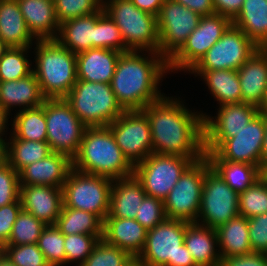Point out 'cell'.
Returning <instances> with one entry per match:
<instances>
[{"label":"cell","instance_id":"1","mask_svg":"<svg viewBox=\"0 0 267 266\" xmlns=\"http://www.w3.org/2000/svg\"><path fill=\"white\" fill-rule=\"evenodd\" d=\"M179 96H164L144 107L148 117L153 153L189 158L206 156L204 116L191 110Z\"/></svg>","mask_w":267,"mask_h":266},{"label":"cell","instance_id":"2","mask_svg":"<svg viewBox=\"0 0 267 266\" xmlns=\"http://www.w3.org/2000/svg\"><path fill=\"white\" fill-rule=\"evenodd\" d=\"M168 73L159 52L130 50L120 54L110 85L125 111L142 110L166 95L159 86Z\"/></svg>","mask_w":267,"mask_h":266},{"label":"cell","instance_id":"3","mask_svg":"<svg viewBox=\"0 0 267 266\" xmlns=\"http://www.w3.org/2000/svg\"><path fill=\"white\" fill-rule=\"evenodd\" d=\"M72 168L111 179L134 175V166L124 156L108 126L87 127Z\"/></svg>","mask_w":267,"mask_h":266},{"label":"cell","instance_id":"4","mask_svg":"<svg viewBox=\"0 0 267 266\" xmlns=\"http://www.w3.org/2000/svg\"><path fill=\"white\" fill-rule=\"evenodd\" d=\"M33 73L46 99H64L77 82L76 54L54 40H37ZM35 63V65H34Z\"/></svg>","mask_w":267,"mask_h":266},{"label":"cell","instance_id":"5","mask_svg":"<svg viewBox=\"0 0 267 266\" xmlns=\"http://www.w3.org/2000/svg\"><path fill=\"white\" fill-rule=\"evenodd\" d=\"M86 127L108 126L125 110L110 84L77 80L64 98Z\"/></svg>","mask_w":267,"mask_h":266},{"label":"cell","instance_id":"6","mask_svg":"<svg viewBox=\"0 0 267 266\" xmlns=\"http://www.w3.org/2000/svg\"><path fill=\"white\" fill-rule=\"evenodd\" d=\"M188 223L166 218L148 230L146 243L138 258L146 266H197L184 244Z\"/></svg>","mask_w":267,"mask_h":266},{"label":"cell","instance_id":"7","mask_svg":"<svg viewBox=\"0 0 267 266\" xmlns=\"http://www.w3.org/2000/svg\"><path fill=\"white\" fill-rule=\"evenodd\" d=\"M102 8L118 26L129 51L159 52L156 16L140 10L131 0H103Z\"/></svg>","mask_w":267,"mask_h":266},{"label":"cell","instance_id":"8","mask_svg":"<svg viewBox=\"0 0 267 266\" xmlns=\"http://www.w3.org/2000/svg\"><path fill=\"white\" fill-rule=\"evenodd\" d=\"M113 179L72 168L62 186L63 206L97 215L103 222L109 213Z\"/></svg>","mask_w":267,"mask_h":266},{"label":"cell","instance_id":"9","mask_svg":"<svg viewBox=\"0 0 267 266\" xmlns=\"http://www.w3.org/2000/svg\"><path fill=\"white\" fill-rule=\"evenodd\" d=\"M210 168V162L204 156L185 170L163 201L167 218L189 223L197 221L205 173Z\"/></svg>","mask_w":267,"mask_h":266},{"label":"cell","instance_id":"10","mask_svg":"<svg viewBox=\"0 0 267 266\" xmlns=\"http://www.w3.org/2000/svg\"><path fill=\"white\" fill-rule=\"evenodd\" d=\"M44 111L47 125L46 142L51 151L64 154L72 160L79 151L87 127L65 99H46Z\"/></svg>","mask_w":267,"mask_h":266},{"label":"cell","instance_id":"11","mask_svg":"<svg viewBox=\"0 0 267 266\" xmlns=\"http://www.w3.org/2000/svg\"><path fill=\"white\" fill-rule=\"evenodd\" d=\"M199 159L151 153L134 166V175L148 196L164 201L185 170Z\"/></svg>","mask_w":267,"mask_h":266},{"label":"cell","instance_id":"12","mask_svg":"<svg viewBox=\"0 0 267 266\" xmlns=\"http://www.w3.org/2000/svg\"><path fill=\"white\" fill-rule=\"evenodd\" d=\"M232 20L221 14L202 16L198 27L187 37L182 47L168 60L169 73H188L222 37Z\"/></svg>","mask_w":267,"mask_h":266},{"label":"cell","instance_id":"13","mask_svg":"<svg viewBox=\"0 0 267 266\" xmlns=\"http://www.w3.org/2000/svg\"><path fill=\"white\" fill-rule=\"evenodd\" d=\"M239 194L211 167L203 182V191L196 223L217 229L239 215Z\"/></svg>","mask_w":267,"mask_h":266},{"label":"cell","instance_id":"14","mask_svg":"<svg viewBox=\"0 0 267 266\" xmlns=\"http://www.w3.org/2000/svg\"><path fill=\"white\" fill-rule=\"evenodd\" d=\"M201 15L173 0H165L157 15L159 53L168 61L198 27Z\"/></svg>","mask_w":267,"mask_h":266},{"label":"cell","instance_id":"15","mask_svg":"<svg viewBox=\"0 0 267 266\" xmlns=\"http://www.w3.org/2000/svg\"><path fill=\"white\" fill-rule=\"evenodd\" d=\"M258 49L240 28L231 24L191 70L237 71Z\"/></svg>","mask_w":267,"mask_h":266},{"label":"cell","instance_id":"16","mask_svg":"<svg viewBox=\"0 0 267 266\" xmlns=\"http://www.w3.org/2000/svg\"><path fill=\"white\" fill-rule=\"evenodd\" d=\"M108 127L115 142L133 166L153 153L148 117L142 110L124 111Z\"/></svg>","mask_w":267,"mask_h":266},{"label":"cell","instance_id":"17","mask_svg":"<svg viewBox=\"0 0 267 266\" xmlns=\"http://www.w3.org/2000/svg\"><path fill=\"white\" fill-rule=\"evenodd\" d=\"M215 116L200 110L204 116L205 152H214L226 139L235 136L259 113V108L248 103L217 106Z\"/></svg>","mask_w":267,"mask_h":266},{"label":"cell","instance_id":"18","mask_svg":"<svg viewBox=\"0 0 267 266\" xmlns=\"http://www.w3.org/2000/svg\"><path fill=\"white\" fill-rule=\"evenodd\" d=\"M267 126V114L259 113L246 127L226 139L214 153L221 159L247 163L261 169V153Z\"/></svg>","mask_w":267,"mask_h":266},{"label":"cell","instance_id":"19","mask_svg":"<svg viewBox=\"0 0 267 266\" xmlns=\"http://www.w3.org/2000/svg\"><path fill=\"white\" fill-rule=\"evenodd\" d=\"M22 209L46 225H55L63 207L62 188L20 185Z\"/></svg>","mask_w":267,"mask_h":266},{"label":"cell","instance_id":"20","mask_svg":"<svg viewBox=\"0 0 267 266\" xmlns=\"http://www.w3.org/2000/svg\"><path fill=\"white\" fill-rule=\"evenodd\" d=\"M71 169L72 160L68 156L52 152L44 159L24 167L19 172V182L20 185L62 188Z\"/></svg>","mask_w":267,"mask_h":266},{"label":"cell","instance_id":"21","mask_svg":"<svg viewBox=\"0 0 267 266\" xmlns=\"http://www.w3.org/2000/svg\"><path fill=\"white\" fill-rule=\"evenodd\" d=\"M121 52L91 48L76 54L77 80L110 84Z\"/></svg>","mask_w":267,"mask_h":266},{"label":"cell","instance_id":"22","mask_svg":"<svg viewBox=\"0 0 267 266\" xmlns=\"http://www.w3.org/2000/svg\"><path fill=\"white\" fill-rule=\"evenodd\" d=\"M147 230L136 220L130 218H105L103 240L112 246L138 257L146 243Z\"/></svg>","mask_w":267,"mask_h":266},{"label":"cell","instance_id":"23","mask_svg":"<svg viewBox=\"0 0 267 266\" xmlns=\"http://www.w3.org/2000/svg\"><path fill=\"white\" fill-rule=\"evenodd\" d=\"M45 100L34 73L19 80L0 81V106L10 115L15 108L18 112L38 107Z\"/></svg>","mask_w":267,"mask_h":266},{"label":"cell","instance_id":"24","mask_svg":"<svg viewBox=\"0 0 267 266\" xmlns=\"http://www.w3.org/2000/svg\"><path fill=\"white\" fill-rule=\"evenodd\" d=\"M237 72L243 102L259 107L267 88V49L259 48Z\"/></svg>","mask_w":267,"mask_h":266},{"label":"cell","instance_id":"25","mask_svg":"<svg viewBox=\"0 0 267 266\" xmlns=\"http://www.w3.org/2000/svg\"><path fill=\"white\" fill-rule=\"evenodd\" d=\"M146 195L142 183L135 175L114 179L110 193L109 213L106 218L135 219Z\"/></svg>","mask_w":267,"mask_h":266},{"label":"cell","instance_id":"26","mask_svg":"<svg viewBox=\"0 0 267 266\" xmlns=\"http://www.w3.org/2000/svg\"><path fill=\"white\" fill-rule=\"evenodd\" d=\"M27 28L36 40H54L59 32L54 3L47 0H17Z\"/></svg>","mask_w":267,"mask_h":266},{"label":"cell","instance_id":"27","mask_svg":"<svg viewBox=\"0 0 267 266\" xmlns=\"http://www.w3.org/2000/svg\"><path fill=\"white\" fill-rule=\"evenodd\" d=\"M184 244L197 266H219L221 256L216 229L190 222L186 225Z\"/></svg>","mask_w":267,"mask_h":266},{"label":"cell","instance_id":"28","mask_svg":"<svg viewBox=\"0 0 267 266\" xmlns=\"http://www.w3.org/2000/svg\"><path fill=\"white\" fill-rule=\"evenodd\" d=\"M55 40L74 54L96 48V12L62 22Z\"/></svg>","mask_w":267,"mask_h":266},{"label":"cell","instance_id":"29","mask_svg":"<svg viewBox=\"0 0 267 266\" xmlns=\"http://www.w3.org/2000/svg\"><path fill=\"white\" fill-rule=\"evenodd\" d=\"M188 74H194L203 83L218 106L242 103V92L238 72L235 70H190Z\"/></svg>","mask_w":267,"mask_h":266},{"label":"cell","instance_id":"30","mask_svg":"<svg viewBox=\"0 0 267 266\" xmlns=\"http://www.w3.org/2000/svg\"><path fill=\"white\" fill-rule=\"evenodd\" d=\"M0 38L9 47H32L37 41L27 28L17 0H0Z\"/></svg>","mask_w":267,"mask_h":266},{"label":"cell","instance_id":"31","mask_svg":"<svg viewBox=\"0 0 267 266\" xmlns=\"http://www.w3.org/2000/svg\"><path fill=\"white\" fill-rule=\"evenodd\" d=\"M232 24L240 28L259 48L267 46V0H244Z\"/></svg>","mask_w":267,"mask_h":266},{"label":"cell","instance_id":"32","mask_svg":"<svg viewBox=\"0 0 267 266\" xmlns=\"http://www.w3.org/2000/svg\"><path fill=\"white\" fill-rule=\"evenodd\" d=\"M221 258L253 252L250 246L248 218L238 215L216 229Z\"/></svg>","mask_w":267,"mask_h":266},{"label":"cell","instance_id":"33","mask_svg":"<svg viewBox=\"0 0 267 266\" xmlns=\"http://www.w3.org/2000/svg\"><path fill=\"white\" fill-rule=\"evenodd\" d=\"M211 167L238 194L262 176V170L247 163L221 160L214 152H205Z\"/></svg>","mask_w":267,"mask_h":266},{"label":"cell","instance_id":"34","mask_svg":"<svg viewBox=\"0 0 267 266\" xmlns=\"http://www.w3.org/2000/svg\"><path fill=\"white\" fill-rule=\"evenodd\" d=\"M3 146L6 154V162L19 173L27 165L44 159L52 153L46 141L21 140L8 135Z\"/></svg>","mask_w":267,"mask_h":266},{"label":"cell","instance_id":"35","mask_svg":"<svg viewBox=\"0 0 267 266\" xmlns=\"http://www.w3.org/2000/svg\"><path fill=\"white\" fill-rule=\"evenodd\" d=\"M11 116V134L17 139L46 141L47 125L44 103L38 107L21 110Z\"/></svg>","mask_w":267,"mask_h":266},{"label":"cell","instance_id":"36","mask_svg":"<svg viewBox=\"0 0 267 266\" xmlns=\"http://www.w3.org/2000/svg\"><path fill=\"white\" fill-rule=\"evenodd\" d=\"M103 225L104 222L97 215L66 206L62 207L55 224L64 235H103Z\"/></svg>","mask_w":267,"mask_h":266},{"label":"cell","instance_id":"37","mask_svg":"<svg viewBox=\"0 0 267 266\" xmlns=\"http://www.w3.org/2000/svg\"><path fill=\"white\" fill-rule=\"evenodd\" d=\"M31 48L10 47L6 51L0 59V81L19 80L33 73V62L28 54L32 53Z\"/></svg>","mask_w":267,"mask_h":266},{"label":"cell","instance_id":"38","mask_svg":"<svg viewBox=\"0 0 267 266\" xmlns=\"http://www.w3.org/2000/svg\"><path fill=\"white\" fill-rule=\"evenodd\" d=\"M239 215L252 218L267 213V179L262 175L250 187L239 193Z\"/></svg>","mask_w":267,"mask_h":266},{"label":"cell","instance_id":"39","mask_svg":"<svg viewBox=\"0 0 267 266\" xmlns=\"http://www.w3.org/2000/svg\"><path fill=\"white\" fill-rule=\"evenodd\" d=\"M45 227L46 224L43 221L21 209L13 224V230L6 245L37 244L38 238Z\"/></svg>","mask_w":267,"mask_h":266},{"label":"cell","instance_id":"40","mask_svg":"<svg viewBox=\"0 0 267 266\" xmlns=\"http://www.w3.org/2000/svg\"><path fill=\"white\" fill-rule=\"evenodd\" d=\"M96 48L128 52L121 31L110 16L103 10L96 12Z\"/></svg>","mask_w":267,"mask_h":266},{"label":"cell","instance_id":"41","mask_svg":"<svg viewBox=\"0 0 267 266\" xmlns=\"http://www.w3.org/2000/svg\"><path fill=\"white\" fill-rule=\"evenodd\" d=\"M37 245L50 266H66L64 234L55 225H46Z\"/></svg>","mask_w":267,"mask_h":266},{"label":"cell","instance_id":"42","mask_svg":"<svg viewBox=\"0 0 267 266\" xmlns=\"http://www.w3.org/2000/svg\"><path fill=\"white\" fill-rule=\"evenodd\" d=\"M102 238L103 235H64L66 265L76 264V266H81L85 262L86 258L91 254L94 246Z\"/></svg>","mask_w":267,"mask_h":266},{"label":"cell","instance_id":"43","mask_svg":"<svg viewBox=\"0 0 267 266\" xmlns=\"http://www.w3.org/2000/svg\"><path fill=\"white\" fill-rule=\"evenodd\" d=\"M131 258L127 251L101 239L81 266H125Z\"/></svg>","mask_w":267,"mask_h":266},{"label":"cell","instance_id":"44","mask_svg":"<svg viewBox=\"0 0 267 266\" xmlns=\"http://www.w3.org/2000/svg\"><path fill=\"white\" fill-rule=\"evenodd\" d=\"M103 0H55V15L59 24L101 10Z\"/></svg>","mask_w":267,"mask_h":266},{"label":"cell","instance_id":"45","mask_svg":"<svg viewBox=\"0 0 267 266\" xmlns=\"http://www.w3.org/2000/svg\"><path fill=\"white\" fill-rule=\"evenodd\" d=\"M1 251L16 266H50L37 244L5 245Z\"/></svg>","mask_w":267,"mask_h":266},{"label":"cell","instance_id":"46","mask_svg":"<svg viewBox=\"0 0 267 266\" xmlns=\"http://www.w3.org/2000/svg\"><path fill=\"white\" fill-rule=\"evenodd\" d=\"M166 218L163 201L146 195L135 219L148 231L159 225Z\"/></svg>","mask_w":267,"mask_h":266},{"label":"cell","instance_id":"47","mask_svg":"<svg viewBox=\"0 0 267 266\" xmlns=\"http://www.w3.org/2000/svg\"><path fill=\"white\" fill-rule=\"evenodd\" d=\"M20 200L19 173L7 162L0 168V207Z\"/></svg>","mask_w":267,"mask_h":266},{"label":"cell","instance_id":"48","mask_svg":"<svg viewBox=\"0 0 267 266\" xmlns=\"http://www.w3.org/2000/svg\"><path fill=\"white\" fill-rule=\"evenodd\" d=\"M252 251L267 254V213L248 218Z\"/></svg>","mask_w":267,"mask_h":266},{"label":"cell","instance_id":"49","mask_svg":"<svg viewBox=\"0 0 267 266\" xmlns=\"http://www.w3.org/2000/svg\"><path fill=\"white\" fill-rule=\"evenodd\" d=\"M21 209V201H15L0 207V250L8 243L13 230V224Z\"/></svg>","mask_w":267,"mask_h":266},{"label":"cell","instance_id":"50","mask_svg":"<svg viewBox=\"0 0 267 266\" xmlns=\"http://www.w3.org/2000/svg\"><path fill=\"white\" fill-rule=\"evenodd\" d=\"M219 266H267V254L251 252L222 258Z\"/></svg>","mask_w":267,"mask_h":266},{"label":"cell","instance_id":"51","mask_svg":"<svg viewBox=\"0 0 267 266\" xmlns=\"http://www.w3.org/2000/svg\"><path fill=\"white\" fill-rule=\"evenodd\" d=\"M244 0H213L215 13L233 20L240 12Z\"/></svg>","mask_w":267,"mask_h":266},{"label":"cell","instance_id":"52","mask_svg":"<svg viewBox=\"0 0 267 266\" xmlns=\"http://www.w3.org/2000/svg\"><path fill=\"white\" fill-rule=\"evenodd\" d=\"M186 6L188 9L199 13L201 16L212 15L215 13L213 0H173Z\"/></svg>","mask_w":267,"mask_h":266},{"label":"cell","instance_id":"53","mask_svg":"<svg viewBox=\"0 0 267 266\" xmlns=\"http://www.w3.org/2000/svg\"><path fill=\"white\" fill-rule=\"evenodd\" d=\"M164 1L165 0H131L137 8L156 17L159 14Z\"/></svg>","mask_w":267,"mask_h":266},{"label":"cell","instance_id":"54","mask_svg":"<svg viewBox=\"0 0 267 266\" xmlns=\"http://www.w3.org/2000/svg\"><path fill=\"white\" fill-rule=\"evenodd\" d=\"M10 116L12 115H10L3 107L0 106V146L2 147L6 143V140L8 138L7 135L8 134L10 135L11 133V131H9L10 130L9 125H11V123H9L11 121Z\"/></svg>","mask_w":267,"mask_h":266},{"label":"cell","instance_id":"55","mask_svg":"<svg viewBox=\"0 0 267 266\" xmlns=\"http://www.w3.org/2000/svg\"><path fill=\"white\" fill-rule=\"evenodd\" d=\"M266 166H267V126H266L263 149L261 153V170H263Z\"/></svg>","mask_w":267,"mask_h":266},{"label":"cell","instance_id":"56","mask_svg":"<svg viewBox=\"0 0 267 266\" xmlns=\"http://www.w3.org/2000/svg\"><path fill=\"white\" fill-rule=\"evenodd\" d=\"M0 266H16L14 265L6 255L0 250Z\"/></svg>","mask_w":267,"mask_h":266},{"label":"cell","instance_id":"57","mask_svg":"<svg viewBox=\"0 0 267 266\" xmlns=\"http://www.w3.org/2000/svg\"><path fill=\"white\" fill-rule=\"evenodd\" d=\"M125 266H146L138 257H132Z\"/></svg>","mask_w":267,"mask_h":266},{"label":"cell","instance_id":"58","mask_svg":"<svg viewBox=\"0 0 267 266\" xmlns=\"http://www.w3.org/2000/svg\"><path fill=\"white\" fill-rule=\"evenodd\" d=\"M259 111L263 114H267V88L264 94V98L263 101L261 103V105L258 107Z\"/></svg>","mask_w":267,"mask_h":266},{"label":"cell","instance_id":"59","mask_svg":"<svg viewBox=\"0 0 267 266\" xmlns=\"http://www.w3.org/2000/svg\"><path fill=\"white\" fill-rule=\"evenodd\" d=\"M10 47L0 38V59Z\"/></svg>","mask_w":267,"mask_h":266},{"label":"cell","instance_id":"60","mask_svg":"<svg viewBox=\"0 0 267 266\" xmlns=\"http://www.w3.org/2000/svg\"><path fill=\"white\" fill-rule=\"evenodd\" d=\"M6 163V154L2 146H0V168Z\"/></svg>","mask_w":267,"mask_h":266},{"label":"cell","instance_id":"61","mask_svg":"<svg viewBox=\"0 0 267 266\" xmlns=\"http://www.w3.org/2000/svg\"><path fill=\"white\" fill-rule=\"evenodd\" d=\"M262 175L267 177V166L262 170Z\"/></svg>","mask_w":267,"mask_h":266}]
</instances>
